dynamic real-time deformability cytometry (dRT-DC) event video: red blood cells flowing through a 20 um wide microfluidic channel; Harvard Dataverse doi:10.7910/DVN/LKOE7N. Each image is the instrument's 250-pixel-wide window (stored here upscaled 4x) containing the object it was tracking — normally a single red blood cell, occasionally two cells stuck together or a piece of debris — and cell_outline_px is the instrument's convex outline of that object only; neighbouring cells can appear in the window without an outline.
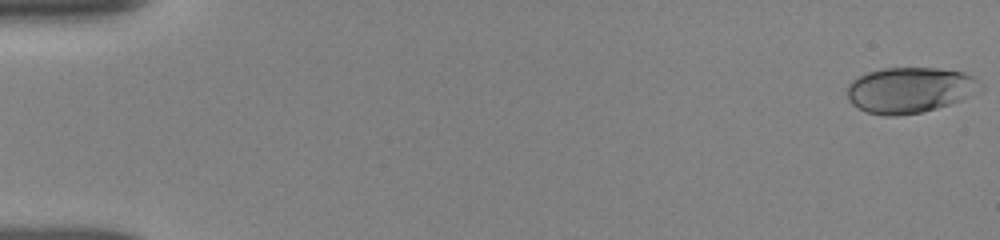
{"species": "human", "species_latin": "Homo sapiens", "temperature_condition": "room temperature", "stored_images_in_passage": 8, "camera_frame_rate_fps": 3000, "um_per_image_px": 0.085, "donor": {"sex": "female"}, "frame": {"image": 1, "passage_image": 1, "time_ms": 0.0, "image_size_px": [1000, 240], "cell_outline_px": [[984, 88], [980, 92], [960, 100], [924, 112], [896, 116], [884, 116], [868, 112], [852, 104], [848, 100], [848, 84], [856, 76], [868, 72], [884, 68], [936, 68], [964, 72], [972, 76], [984, 84]], "centroid_in_image_um": [77.36, 7.65], "position_along_channel_um": 7.6, "area_um2": 35.72}}
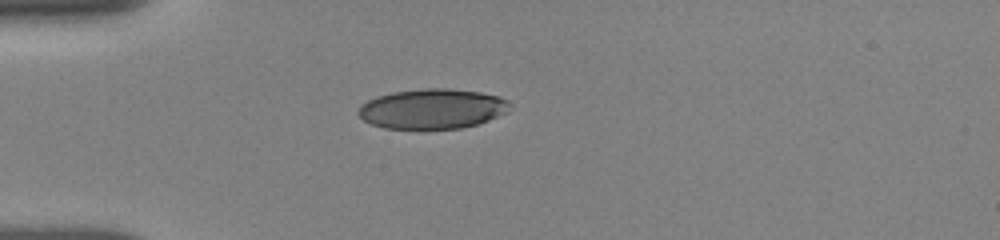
{"frame": {"image": 2, "passage_image": 6, "time_ms": 4.667, "image_size_px": [1000, 240], "cell_outline_px": [[512, 104], [508, 112], [488, 120], [476, 124], [460, 128], [384, 128], [372, 124], [364, 120], [356, 112], [360, 104], [376, 96], [392, 92], [424, 88], [448, 88], [480, 92], [500, 96], [508, 100]], "centroid_in_image_um": [36.75, 9.23], "position_along_channel_um": 48.2, "area_um2": 35.37}}
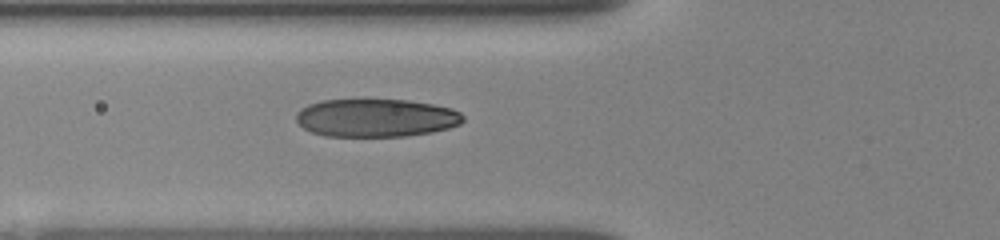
{"frame": {"image": 3, "passage_image": 8, "time_ms": 6.333, "image_size_px": [1000, 240], "cell_outline_px": [[464, 120], [460, 124], [448, 128], [432, 132], [408, 136], [324, 136], [312, 132], [304, 128], [296, 120], [296, 112], [300, 108], [308, 104], [320, 100], [408, 100], [432, 104], [452, 108], [460, 112], [464, 116]], "centroid_in_image_um": [31.96, 10.02], "position_along_channel_um": 93.8, "area_um2": 37.17}}